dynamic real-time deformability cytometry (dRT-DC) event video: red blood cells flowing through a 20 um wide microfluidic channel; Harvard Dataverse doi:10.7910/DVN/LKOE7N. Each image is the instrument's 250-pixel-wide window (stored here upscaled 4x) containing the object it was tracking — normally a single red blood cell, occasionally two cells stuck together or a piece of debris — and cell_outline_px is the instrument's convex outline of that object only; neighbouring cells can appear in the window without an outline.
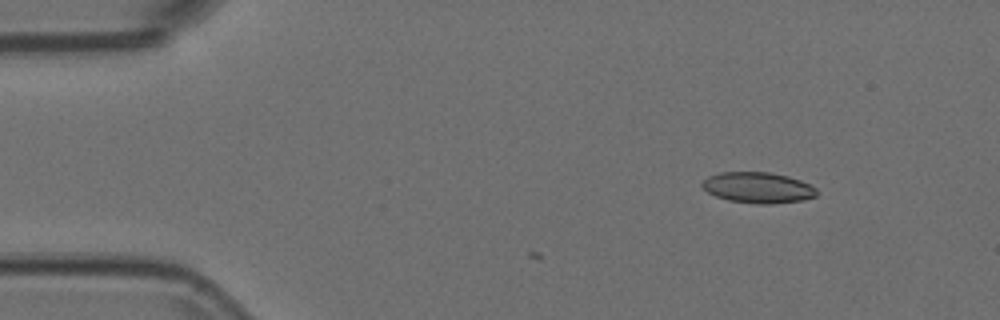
{"species": "Egyptian fruit bat (a non-hibernating species)", "species_latin": "Rousettus aegyptiacus", "temperature_condition": "room temperature", "stored_images_in_passage": 5, "camera_frame_rate_fps": 3000, "um_per_image_px": 0.085, "animal": {"sex": "female"}, "frame": {"image": 1, "passage_image": 1, "time_ms": 0.0, "image_size_px": [1000, 320], "cell_outline_px": [[816, 196], [804, 200], [772, 204], [756, 204], [728, 200], [716, 196], [708, 192], [700, 184], [708, 176], [720, 172], [768, 172], [788, 176], [800, 180], [816, 188]], "centroid_in_image_um": [64.42, 15.95], "position_along_channel_um": 20.6, "area_um2": 20.58}}